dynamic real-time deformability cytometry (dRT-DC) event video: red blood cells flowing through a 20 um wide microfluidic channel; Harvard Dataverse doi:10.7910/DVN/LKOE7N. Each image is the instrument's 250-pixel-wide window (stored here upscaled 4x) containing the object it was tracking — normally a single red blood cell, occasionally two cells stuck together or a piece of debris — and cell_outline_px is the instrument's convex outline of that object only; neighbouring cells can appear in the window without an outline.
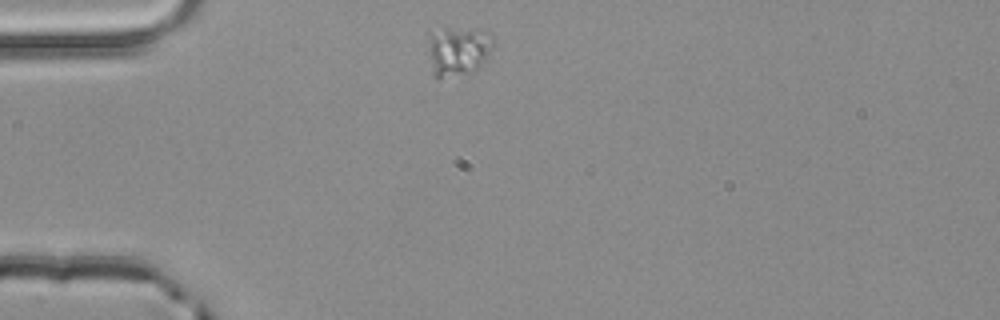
{"species": "common noctule bat (a hibernating species)", "species_latin": "Nyctalus noctula", "temperature_condition": "room temperature", "stored_images_in_passage": 1, "camera_frame_rate_fps": 3000, "um_per_image_px": 0.085, "animal": {"sex": "male", "body_mass_g": 20.4}, "frame": {"image": 1, "passage_image": 1, "time_ms": 0.0, "image_size_px": [1000, 320], "cell_outline_px": [[492, 36], [488, 52], [480, 68], [476, 72], [440, 80], [436, 80], [432, 76], [428, 48], [428, 32], [444, 28], [484, 28], [492, 32]], "centroid_in_image_um": [38.89, 4.34], "position_along_channel_um": 46.1, "area_um2": 19.59}}